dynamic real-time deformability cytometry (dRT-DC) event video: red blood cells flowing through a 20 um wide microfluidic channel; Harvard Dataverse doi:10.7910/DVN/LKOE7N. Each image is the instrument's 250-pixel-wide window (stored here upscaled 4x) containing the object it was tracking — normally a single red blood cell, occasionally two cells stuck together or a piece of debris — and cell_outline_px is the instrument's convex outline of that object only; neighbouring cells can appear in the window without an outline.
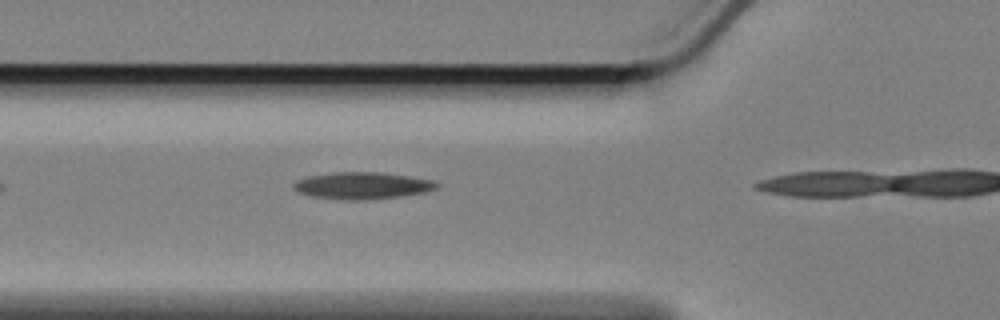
{"species": "Egyptian fruit bat (a non-hibernating species)", "species_latin": "Rousettus aegyptiacus", "temperature_condition": "cold", "stored_images_in_passage": 4, "camera_frame_rate_fps": 3000, "um_per_image_px": 0.085, "animal": {"sex": "female"}, "frame": {"image": 1, "passage_image": 3, "time_ms": 0.667, "image_size_px": [1000, 320], "cell_outline_px": [[440, 184], [436, 188], [424, 192], [404, 196], [364, 200], [340, 200], [312, 196], [300, 192], [292, 188], [292, 184], [296, 180], [308, 176], [332, 172], [380, 172], [408, 176], [432, 180]], "centroid_in_image_um": [30.77, 15.78], "position_along_channel_um": 95.0, "area_um2": 22.54}}